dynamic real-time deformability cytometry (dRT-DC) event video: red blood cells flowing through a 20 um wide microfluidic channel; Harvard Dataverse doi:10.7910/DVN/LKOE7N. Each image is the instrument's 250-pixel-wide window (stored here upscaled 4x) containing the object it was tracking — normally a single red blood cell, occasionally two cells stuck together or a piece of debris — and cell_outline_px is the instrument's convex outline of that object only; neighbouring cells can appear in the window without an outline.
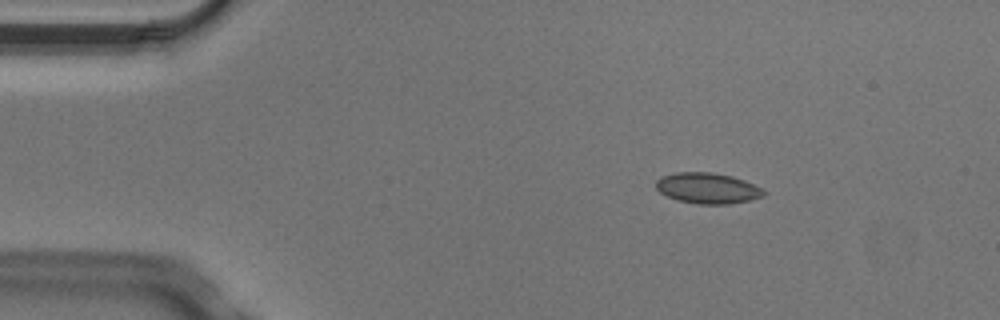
{"species": "Egyptian fruit bat (a non-hibernating species)", "species_latin": "Rousettus aegyptiacus", "temperature_condition": "cold", "stored_images_in_passage": 4, "camera_frame_rate_fps": 3000, "um_per_image_px": 0.085, "animal": {"sex": "male"}, "frame": {"image": 1, "passage_image": 2, "time_ms": 0.333, "image_size_px": [1000, 320], "cell_outline_px": [[768, 192], [764, 196], [748, 200], [728, 204], [696, 204], [676, 200], [660, 192], [656, 188], [656, 180], [660, 176], [676, 172], [712, 172], [732, 176], [744, 180], [764, 188]], "centroid_in_image_um": [60.16, 15.99], "position_along_channel_um": 24.8, "area_um2": 19.54}}